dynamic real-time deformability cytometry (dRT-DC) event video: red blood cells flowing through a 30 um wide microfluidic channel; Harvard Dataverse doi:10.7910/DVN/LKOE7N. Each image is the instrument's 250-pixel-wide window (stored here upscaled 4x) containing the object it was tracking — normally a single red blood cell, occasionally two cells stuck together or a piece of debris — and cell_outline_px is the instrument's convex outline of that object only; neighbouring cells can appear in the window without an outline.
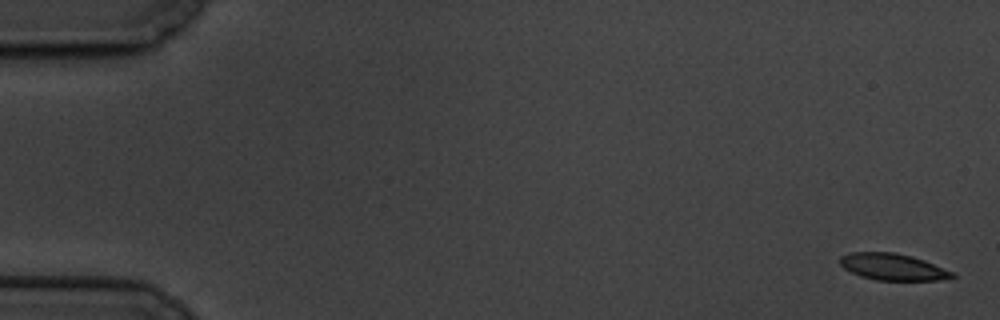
{"species": "common noctule bat (a hibernating species)", "species_latin": "Nyctalus noctula", "temperature_condition": "cold", "stored_images_in_passage": 5, "camera_frame_rate_fps": 3000, "um_per_image_px": 0.085, "animal": {"sex": "male", "body_mass_g": 19.5, "forearm_length_mm": 54.6}, "frame": {"image": 1, "passage_image": 1, "time_ms": 0.0, "image_size_px": [1000, 320], "cell_outline_px": [[956, 276], [940, 280], [876, 280], [860, 276], [844, 268], [840, 264], [840, 256], [848, 252], [896, 252], [912, 256], [924, 260], [952, 272]], "centroid_in_image_um": [75.84, 22.67], "position_along_channel_um": 9.2, "area_um2": 17.34}}
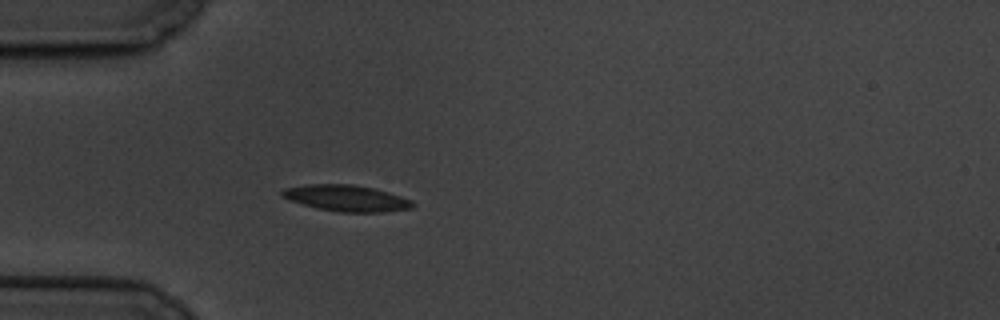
{"frame": {"image": 2, "passage_image": 5, "time_ms": 5.333, "image_size_px": [1000, 320], "cell_outline_px": [[416, 204], [412, 208], [380, 212], [340, 212], [320, 208], [304, 204], [280, 196], [280, 192], [284, 188], [308, 184], [352, 184], [372, 188], [388, 192], [412, 200]], "centroid_in_image_um": [29.46, 16.83], "position_along_channel_um": 55.5, "area_um2": 19.71}}